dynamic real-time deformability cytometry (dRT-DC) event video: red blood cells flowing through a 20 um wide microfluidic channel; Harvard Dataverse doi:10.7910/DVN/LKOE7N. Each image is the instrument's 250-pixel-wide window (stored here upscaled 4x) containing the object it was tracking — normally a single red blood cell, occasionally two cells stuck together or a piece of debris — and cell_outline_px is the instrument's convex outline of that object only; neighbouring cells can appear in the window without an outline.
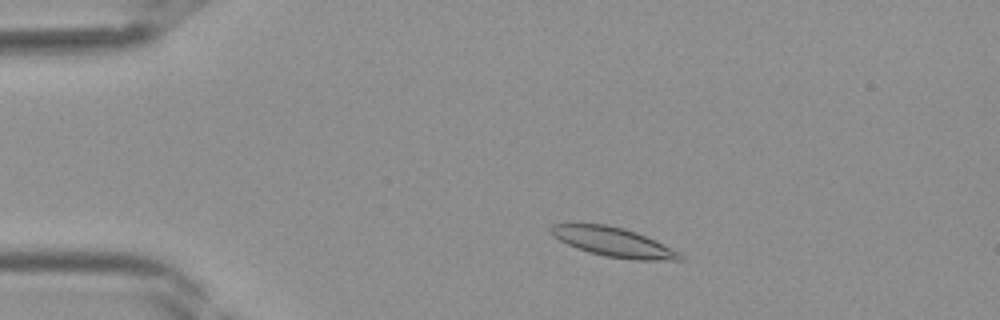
{"species": "Egyptian fruit bat (a non-hibernating species)", "species_latin": "Rousettus aegyptiacus", "temperature_condition": "room temperature", "stored_images_in_passage": 33, "camera_frame_rate_fps": 3000, "um_per_image_px": 0.085, "frame": {"image": 1, "passage_image": 1, "time_ms": 0.0, "image_size_px": [1000, 320], "cell_outline_px": [[684, 260], [632, 260], [604, 256], [588, 252], [568, 244], [552, 236], [548, 232], [548, 228], [552, 224], [608, 224], [624, 228], [636, 232], [680, 252], [684, 256]], "centroid_in_image_um": [52.12, 20.58], "position_along_channel_um": 32.9, "area_um2": 22.08}}
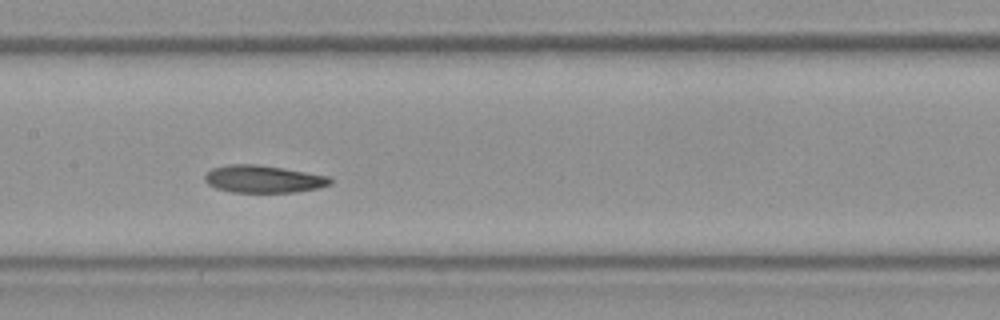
{"frame": {"image": 2, "passage_image": 13, "time_ms": 4.0, "image_size_px": [1000, 320], "cell_outline_px": [[332, 184], [316, 188], [292, 192], [232, 192], [216, 188], [208, 184], [204, 180], [204, 176], [212, 168], [228, 164], [256, 164], [284, 168], [332, 176]], "centroid_in_image_um": [22.4, 15.21], "position_along_channel_um": 185.0, "area_um2": 20.11}}
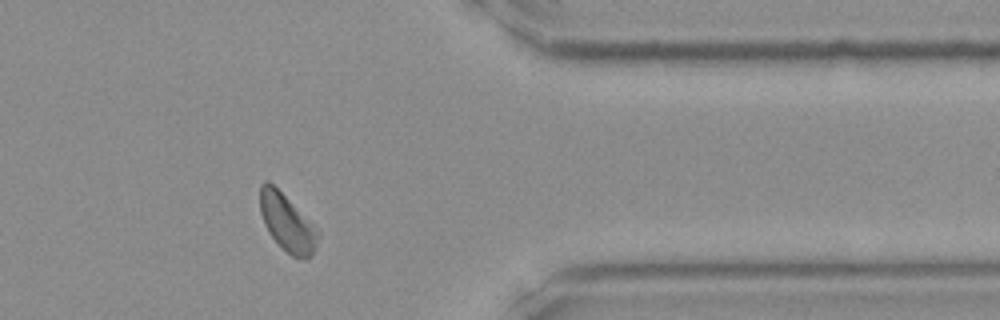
{"frame": {"image": 3, "passage_image": 26, "time_ms": 8.333, "image_size_px": [1000, 320], "cell_outline_px": [[320, 236], [316, 248], [312, 256], [292, 256], [268, 232], [264, 224], [260, 212], [260, 184], [264, 180], [268, 180], [320, 228]], "centroid_in_image_um": [24.44, 18.89], "position_along_channel_um": 387.0, "area_um2": 19.36}}